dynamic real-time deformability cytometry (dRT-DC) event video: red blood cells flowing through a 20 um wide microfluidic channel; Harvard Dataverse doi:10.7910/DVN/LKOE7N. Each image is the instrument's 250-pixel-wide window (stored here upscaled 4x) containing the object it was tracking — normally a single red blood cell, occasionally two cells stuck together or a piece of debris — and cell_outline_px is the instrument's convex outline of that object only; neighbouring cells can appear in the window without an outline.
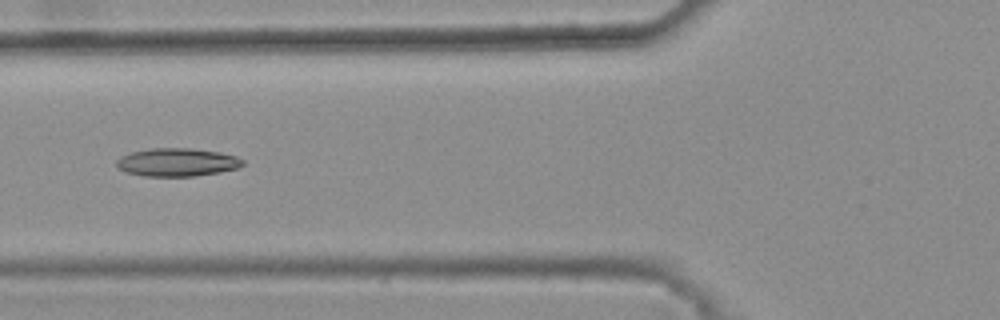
{"species": "common noctule bat (a hibernating species)", "species_latin": "Nyctalus noctula", "temperature_condition": "warm", "stored_images_in_passage": 46, "camera_frame_rate_fps": 3000, "um_per_image_px": 0.085, "animal": {"sex": "female", "body_mass_g": 25.1}, "frame": {"image": 1, "passage_image": 21, "time_ms": 6.667, "image_size_px": [1000, 320], "cell_outline_px": [[244, 164], [236, 168], [220, 172], [192, 176], [144, 176], [128, 172], [120, 168], [116, 164], [116, 160], [120, 156], [132, 152], [152, 148], [192, 148], [220, 152], [236, 156], [244, 160]], "centroid_in_image_um": [15.07, 13.78], "position_along_channel_um": 110.7, "area_um2": 20.58}}
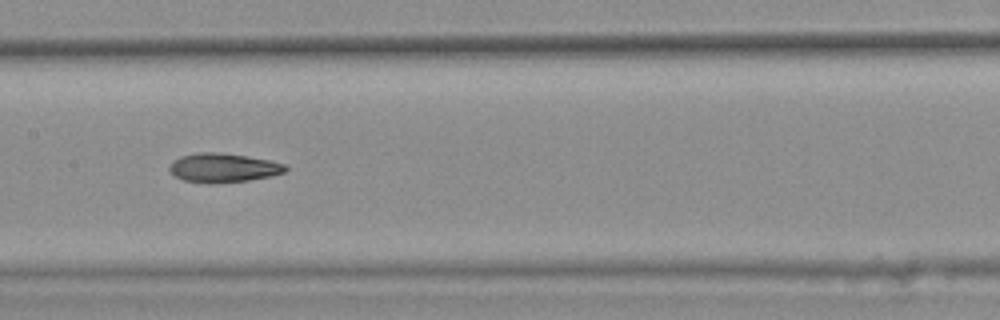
{"frame": {"image": 2, "passage_image": 27, "time_ms": 8.667, "image_size_px": [1000, 320], "cell_outline_px": [[288, 168], [284, 172], [272, 176], [248, 180], [212, 184], [208, 184], [184, 180], [176, 176], [168, 168], [172, 160], [180, 156], [196, 152], [220, 152], [248, 156], [268, 160], [284, 164]], "centroid_in_image_um": [18.95, 14.25], "position_along_channel_um": 188.5, "area_um2": 19.77}}
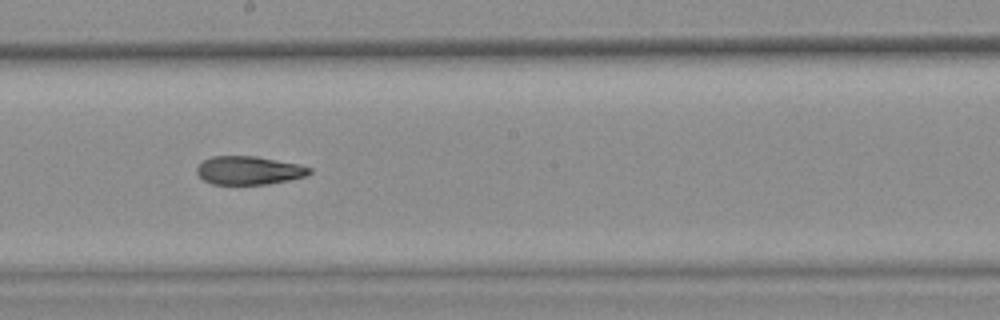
{"frame": {"image": 3, "passage_image": 30, "time_ms": 9.667, "image_size_px": [1000, 320], "cell_outline_px": [[312, 172], [308, 176], [268, 184], [212, 184], [204, 180], [196, 172], [196, 168], [204, 160], [212, 156], [256, 156], [300, 164], [312, 168]], "centroid_in_image_um": [21.2, 14.48], "position_along_channel_um": 227.0, "area_um2": 18.73}, "authors_computed_cell_mechanics": {"area_um2": 19.9121, "velocity_mm_per_s": 3.8808, "shape_relaxation_time_tau1_ms": null, "shape_relaxation_time_tau2_ms": 1.6962, "deformation_change_tau1": null, "deformation_change_tau2": 0.0875}}